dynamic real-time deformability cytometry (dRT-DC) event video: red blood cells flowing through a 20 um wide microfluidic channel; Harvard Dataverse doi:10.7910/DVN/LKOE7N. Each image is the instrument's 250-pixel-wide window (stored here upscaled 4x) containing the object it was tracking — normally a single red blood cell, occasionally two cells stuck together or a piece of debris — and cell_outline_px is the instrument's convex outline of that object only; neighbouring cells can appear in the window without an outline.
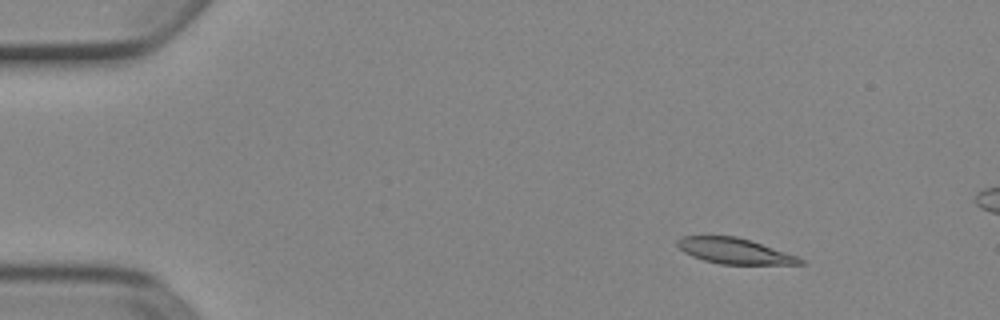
{"species": "Egyptian fruit bat (a non-hibernating species)", "species_latin": "Rousettus aegyptiacus", "temperature_condition": "cold", "stored_images_in_passage": 11, "camera_frame_rate_fps": 3000, "um_per_image_px": 0.085, "animal": {"sex": "female"}, "frame": {"image": 1, "passage_image": 1, "time_ms": 0.0, "image_size_px": [1000, 320], "cell_outline_px": [[808, 264], [720, 264], [704, 260], [692, 256], [684, 252], [676, 244], [676, 240], [684, 236], [736, 236], [752, 240], [796, 256], [804, 260]], "centroid_in_image_um": [62.43, 21.33], "position_along_channel_um": 22.6, "area_um2": 18.26}}